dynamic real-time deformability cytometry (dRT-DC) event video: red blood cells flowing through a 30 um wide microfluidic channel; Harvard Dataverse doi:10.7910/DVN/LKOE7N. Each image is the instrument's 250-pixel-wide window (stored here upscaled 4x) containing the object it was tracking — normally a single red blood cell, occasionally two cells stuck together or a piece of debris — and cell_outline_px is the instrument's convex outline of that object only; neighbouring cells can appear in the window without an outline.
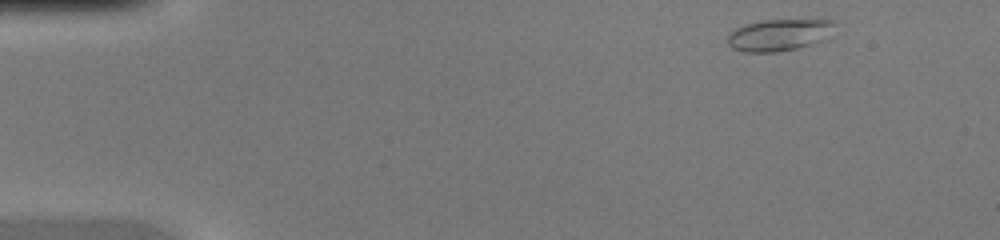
{"species": "common noctule bat (a hibernating species)", "species_latin": "Nyctalus noctula", "temperature_condition": "warm", "stored_images_in_passage": 42, "camera_frame_rate_fps": 3000, "um_per_image_px": 0.085, "animal": {"sex": "female", "body_mass_g": 20.0, "forearm_length_mm": 54.0}, "frame": {"image": 1, "passage_image": 1, "time_ms": 0.0, "image_size_px": [1000, 240], "cell_outline_px": [[832, 24], [820, 40], [796, 48], [776, 52], [744, 52], [732, 48], [728, 44], [728, 36], [736, 28], [748, 24], [764, 20], [832, 20]], "centroid_in_image_um": [66.08, 2.98], "position_along_channel_um": 18.9, "area_um2": 18.84}}
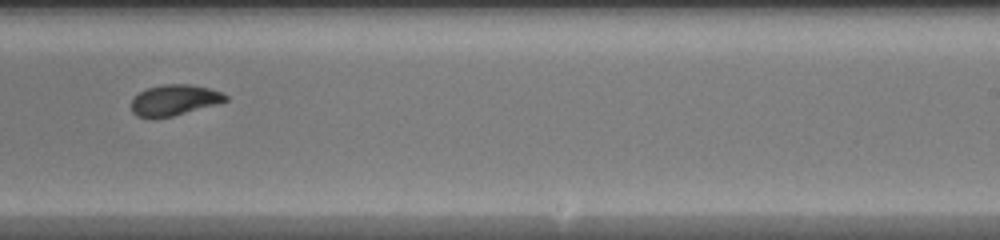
{"frame": {"image": 2, "passage_image": 25, "time_ms": 8.0, "image_size_px": [1000, 240], "cell_outline_px": [[228, 100], [216, 104], [172, 116], [136, 116], [132, 112], [132, 100], [140, 92], [148, 88], [164, 84], [188, 84], [208, 88], [220, 92], [228, 96]], "centroid_in_image_um": [14.84, 8.49], "position_along_channel_um": 274.2, "area_um2": 16.36}}
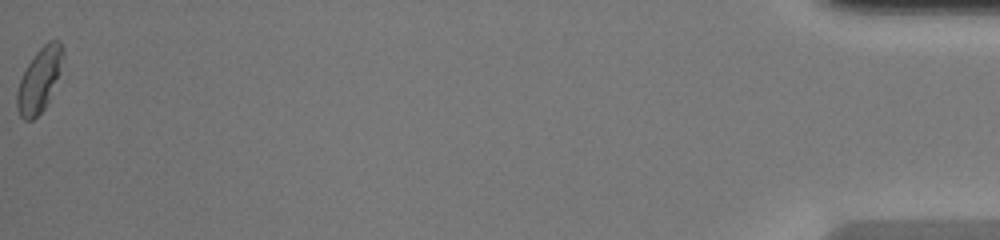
{"frame": {"image": 3, "passage_image": 42, "time_ms": 13.667, "image_size_px": [1000, 240], "cell_outline_px": [[64, 56], [60, 72], [48, 100], [44, 108], [32, 120], [24, 120], [20, 116], [16, 108], [16, 92], [20, 80], [28, 64], [36, 52], [48, 40], [60, 40], [64, 48]], "centroid_in_image_um": [3.35, 6.77], "position_along_channel_um": 431.9, "area_um2": 17.05}}